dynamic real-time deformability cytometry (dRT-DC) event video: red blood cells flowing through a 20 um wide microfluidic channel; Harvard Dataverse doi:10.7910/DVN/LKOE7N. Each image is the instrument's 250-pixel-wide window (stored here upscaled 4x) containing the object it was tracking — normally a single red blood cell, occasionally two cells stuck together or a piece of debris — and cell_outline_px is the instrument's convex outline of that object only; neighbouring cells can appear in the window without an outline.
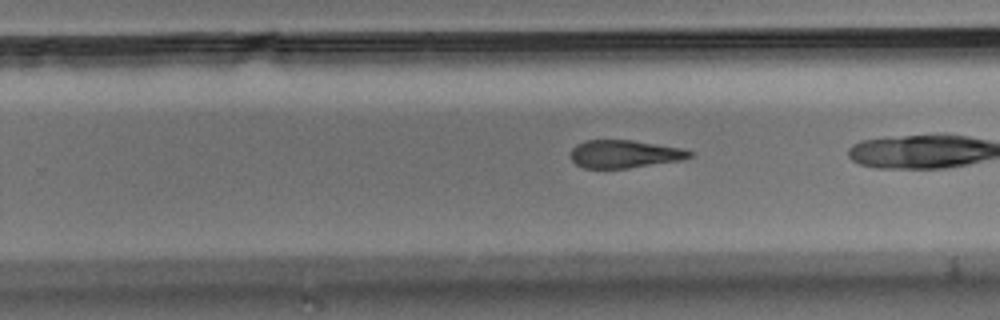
{"species": "Egyptian fruit bat (a non-hibernating species)", "species_latin": "Rousettus aegyptiacus", "temperature_condition": "room temperature", "stored_images_in_passage": 40, "camera_frame_rate_fps": 3000, "um_per_image_px": 0.085, "animal": {"sex": "male"}, "frame": {"image": 1, "passage_image": 32, "time_ms": 10.333, "image_size_px": [1000, 320], "cell_outline_px": [[692, 156], [680, 160], [628, 168], [584, 168], [576, 164], [572, 160], [572, 148], [576, 144], [584, 140], [632, 140], [680, 148], [692, 152]], "centroid_in_image_um": [53.04, 13.08], "position_along_channel_um": 276.8, "area_um2": 19.07}}